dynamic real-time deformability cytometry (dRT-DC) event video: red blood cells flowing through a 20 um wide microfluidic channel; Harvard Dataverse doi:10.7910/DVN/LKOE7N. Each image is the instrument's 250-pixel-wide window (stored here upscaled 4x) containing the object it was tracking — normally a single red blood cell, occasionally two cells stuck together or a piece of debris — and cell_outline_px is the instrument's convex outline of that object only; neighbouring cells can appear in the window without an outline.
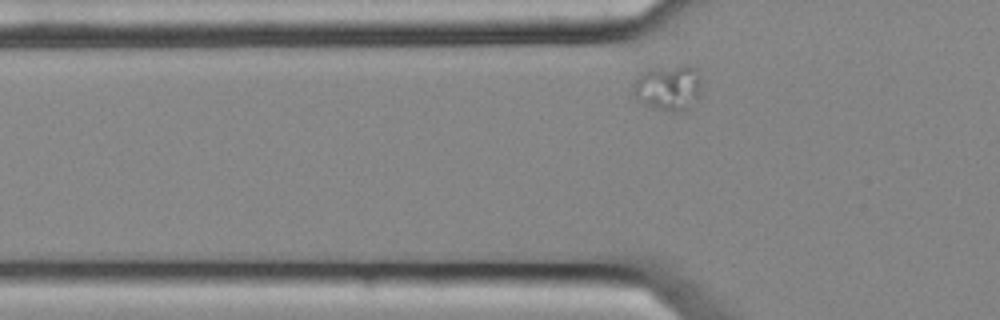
{"species": "common noctule bat (a hibernating species)", "species_latin": "Nyctalus noctula", "temperature_condition": "cold", "stored_images_in_passage": 33, "camera_frame_rate_fps": 3000, "um_per_image_px": 0.085, "animal": {"sex": "female", "body_mass_g": 25.1}, "frame": {"image": 1, "passage_image": 3, "time_ms": 0.667, "image_size_px": [1000, 320], "cell_outline_px": [[700, 96], [684, 112], [672, 112], [656, 108], [644, 104], [636, 96], [636, 76], [640, 72], [652, 68], [684, 64], [692, 64], [696, 68], [700, 76]], "centroid_in_image_um": [56.88, 7.42], "position_along_channel_um": 68.9, "area_um2": 18.26}}
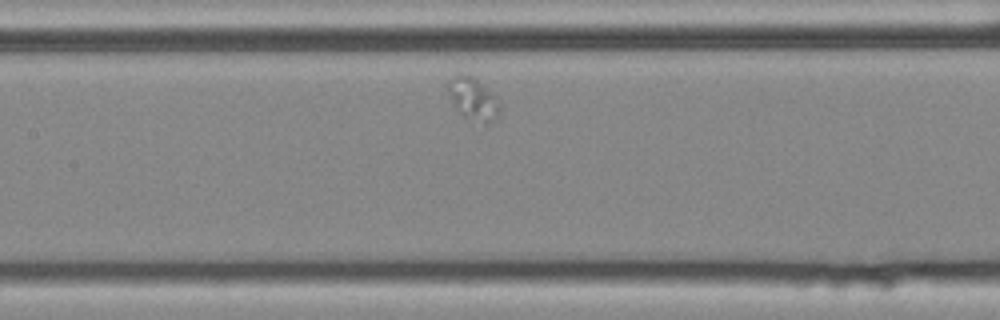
{"frame": {"image": 2, "passage_image": 12, "time_ms": 3.667, "image_size_px": [1000, 320], "cell_outline_px": [[500, 108], [488, 128], [484, 128], [468, 124], [460, 116], [452, 104], [444, 84], [452, 72], [468, 72], [496, 96], [500, 104]], "centroid_in_image_um": [40.12, 8.46], "position_along_channel_um": 167.3, "area_um2": 14.51}}
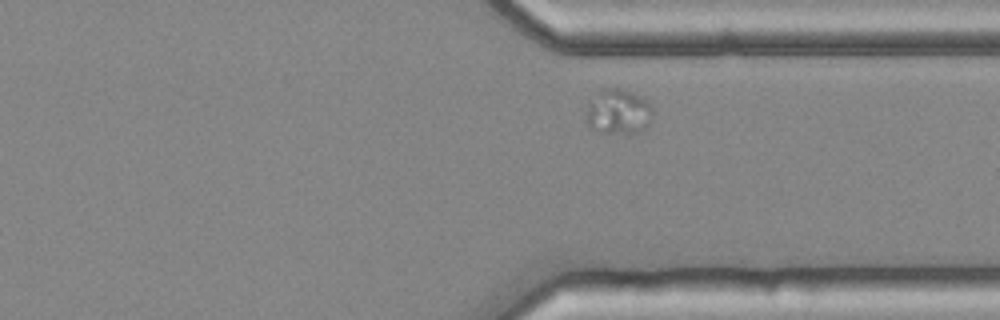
{"frame": {"image": 3, "passage_image": 29, "time_ms": 9.333, "image_size_px": [1000, 320], "cell_outline_px": [[652, 112], [648, 124], [640, 132], [600, 132], [588, 128], [584, 120], [584, 112], [588, 100], [600, 88], [620, 88], [640, 96], [652, 108]], "centroid_in_image_um": [52.43, 9.48], "position_along_channel_um": 359.0, "area_um2": 17.74}}